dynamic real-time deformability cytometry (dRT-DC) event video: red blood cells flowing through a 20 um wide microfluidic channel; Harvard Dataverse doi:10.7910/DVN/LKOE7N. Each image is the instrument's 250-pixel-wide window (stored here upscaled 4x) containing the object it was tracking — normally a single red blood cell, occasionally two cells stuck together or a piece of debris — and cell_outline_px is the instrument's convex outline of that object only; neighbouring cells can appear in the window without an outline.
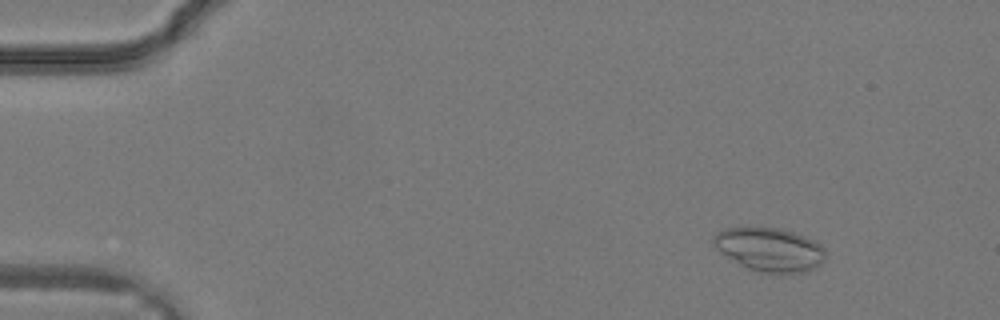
{"species": "common noctule bat (a hibernating species)", "species_latin": "Nyctalus noctula", "temperature_condition": "warm", "stored_images_in_passage": 7, "camera_frame_rate_fps": 3000, "um_per_image_px": 0.085, "animal": {"sex": "male", "body_mass_g": 19.2, "forearm_length_mm": 51.8}, "frame": {"image": 1, "passage_image": 1, "time_ms": 0.0, "image_size_px": [1000, 320], "cell_outline_px": [[824, 260], [816, 268], [808, 272], [760, 272], [748, 268], [740, 264], [720, 252], [712, 244], [712, 236], [716, 232], [724, 228], [780, 228], [804, 236], [820, 244], [824, 248]], "centroid_in_image_um": [65.4, 21.2], "position_along_channel_um": 19.6, "area_um2": 28.21}}